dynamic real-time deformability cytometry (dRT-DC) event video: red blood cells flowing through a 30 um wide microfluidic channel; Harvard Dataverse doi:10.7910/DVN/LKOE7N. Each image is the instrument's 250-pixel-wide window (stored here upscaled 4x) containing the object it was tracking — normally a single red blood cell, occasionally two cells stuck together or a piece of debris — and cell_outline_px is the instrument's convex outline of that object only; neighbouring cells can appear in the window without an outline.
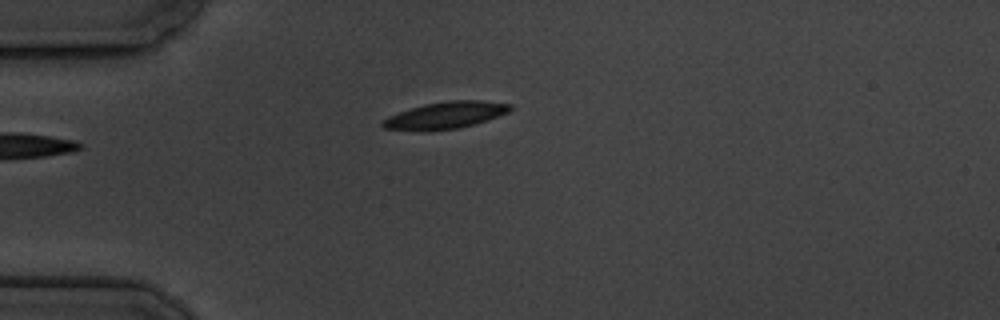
{"species": "common noctule bat (a hibernating species)", "species_latin": "Nyctalus noctula", "temperature_condition": "cold", "stored_images_in_passage": 4, "camera_frame_rate_fps": 3000, "um_per_image_px": 0.085, "animal": {"sex": "male", "body_mass_g": 19.5, "forearm_length_mm": 54.6}, "frame": {"image": 1, "passage_image": 4, "time_ms": 4.333, "image_size_px": [1000, 320], "cell_outline_px": [[512, 108], [508, 112], [488, 120], [456, 128], [384, 128], [380, 124], [388, 116], [424, 104], [448, 100], [484, 100], [512, 104]], "centroid_in_image_um": [37.98, 9.73], "position_along_channel_um": 47.0, "area_um2": 18.96}}